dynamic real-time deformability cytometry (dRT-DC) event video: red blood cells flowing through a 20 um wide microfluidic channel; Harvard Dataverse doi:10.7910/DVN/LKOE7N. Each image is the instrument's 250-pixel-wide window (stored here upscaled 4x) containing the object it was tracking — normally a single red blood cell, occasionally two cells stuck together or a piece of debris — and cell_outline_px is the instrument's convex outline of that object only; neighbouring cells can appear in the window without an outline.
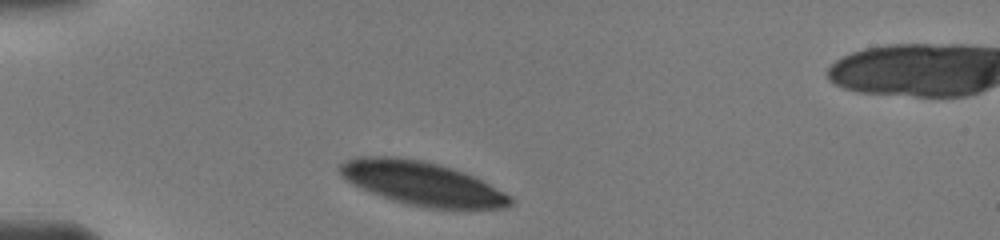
{"species": "human", "species_latin": "Homo sapiens", "temperature_condition": "warm", "stored_images_in_passage": 3, "camera_frame_rate_fps": 3000, "um_per_image_px": 0.085, "donor": {"sex": "male"}, "frame": {"image": 1, "passage_image": 1, "time_ms": 0.0, "image_size_px": [1000, 240], "cell_outline_px": [[512, 204], [508, 208], [452, 212], [424, 208], [392, 200], [360, 188], [352, 184], [340, 176], [336, 168], [340, 164], [356, 156], [388, 156], [420, 160], [452, 168], [464, 172], [512, 196]], "centroid_in_image_um": [35.91, 15.65], "position_along_channel_um": 49.1, "area_um2": 44.39}}
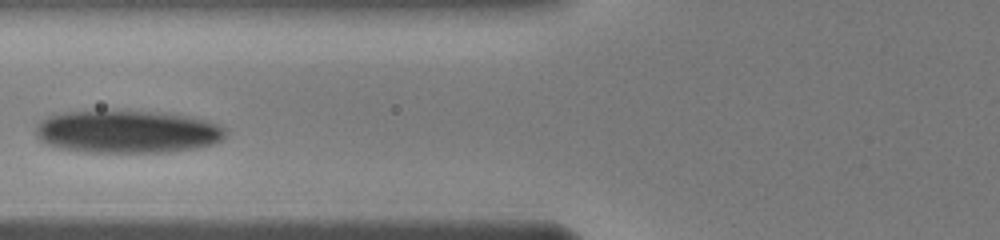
{"frame": {"image": 2, "passage_image": 3, "time_ms": 2.333, "image_size_px": [1000, 240], "cell_outline_px": [[224, 136], [220, 140], [212, 144], [192, 148], [168, 152], [84, 152], [52, 148], [40, 140], [36, 136], [36, 124], [40, 120], [48, 116], [64, 112], [164, 112], [188, 116], [208, 120], [224, 128]], "centroid_in_image_um": [10.75, 11.21], "position_along_channel_um": 115.0, "area_um2": 47.11}}